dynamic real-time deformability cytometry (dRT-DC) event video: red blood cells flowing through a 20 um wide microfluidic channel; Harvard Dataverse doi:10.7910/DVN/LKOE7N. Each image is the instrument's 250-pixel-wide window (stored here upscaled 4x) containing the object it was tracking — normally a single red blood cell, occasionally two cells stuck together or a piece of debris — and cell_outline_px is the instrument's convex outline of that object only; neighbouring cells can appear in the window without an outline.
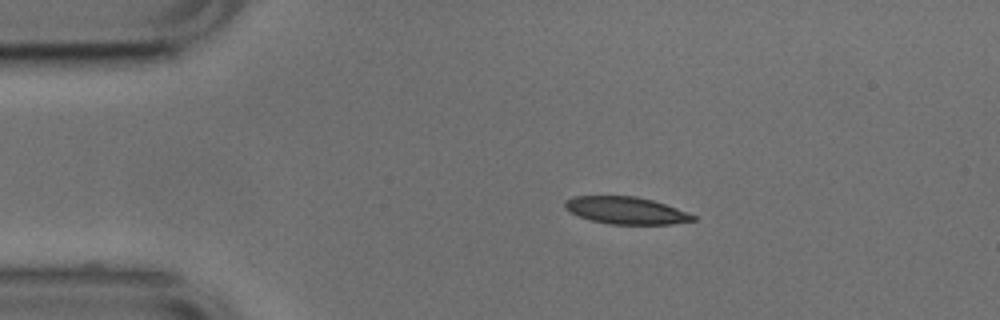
{"species": "common noctule bat (a hibernating species)", "species_latin": "Nyctalus noctula", "temperature_condition": "cold", "stored_images_in_passage": 12, "camera_frame_rate_fps": 3000, "um_per_image_px": 0.085, "animal": {"sex": "male", "body_mass_g": 17.9, "forearm_length_mm": 54.2}, "frame": {"image": 1, "passage_image": 1, "time_ms": 0.0, "image_size_px": [1000, 320], "cell_outline_px": [[696, 220], [672, 224], [608, 224], [592, 220], [580, 216], [564, 208], [564, 200], [572, 196], [636, 196], [652, 200], [676, 208], [696, 216]], "centroid_in_image_um": [53.19, 17.88], "position_along_channel_um": 31.8, "area_um2": 20.17}}
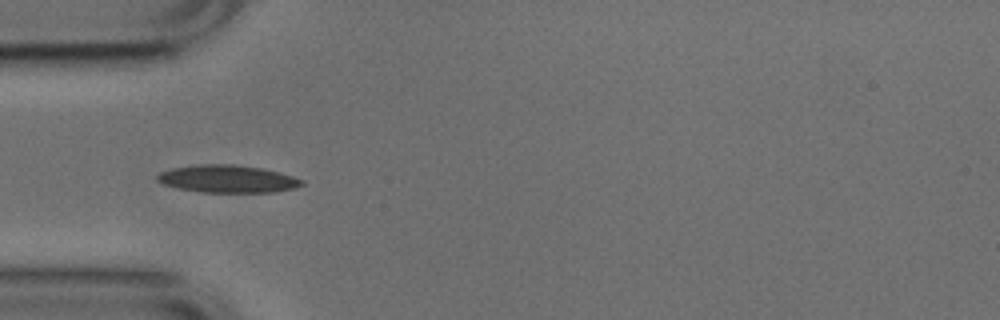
{"frame": {"image": 2, "passage_image": 7, "time_ms": 2.0, "image_size_px": [1000, 320], "cell_outline_px": [[304, 184], [292, 188], [276, 192], [200, 192], [176, 188], [164, 184], [156, 180], [156, 176], [160, 172], [172, 168], [196, 164], [232, 164], [260, 168], [280, 172], [304, 180]], "centroid_in_image_um": [19.31, 15.2], "position_along_channel_um": 65.7, "area_um2": 23.24}}